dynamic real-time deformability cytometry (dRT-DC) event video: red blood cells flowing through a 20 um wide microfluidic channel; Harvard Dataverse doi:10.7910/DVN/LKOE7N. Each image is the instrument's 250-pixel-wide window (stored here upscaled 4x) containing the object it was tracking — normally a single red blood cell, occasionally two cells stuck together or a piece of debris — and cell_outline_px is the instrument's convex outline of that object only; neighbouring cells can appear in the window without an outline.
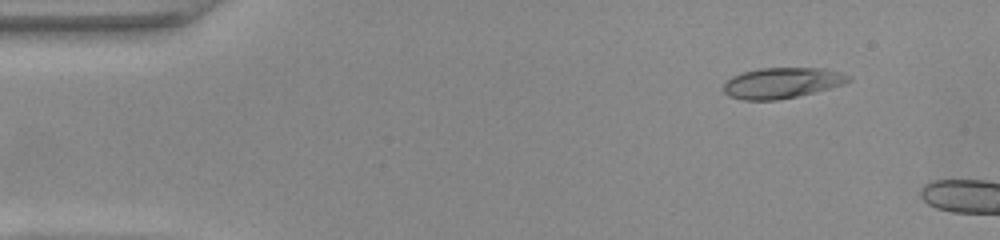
{"species": "common noctule bat (a hibernating species)", "species_latin": "Nyctalus noctula", "temperature_condition": "warm", "stored_images_in_passage": 42, "camera_frame_rate_fps": 3000, "um_per_image_px": 0.085, "animal": {"sex": "female", "body_mass_g": 22.0, "forearm_length_mm": 56.7}, "frame": {"image": 1, "passage_image": 2, "time_ms": 0.333, "image_size_px": [1000, 240], "cell_outline_px": [[852, 80], [844, 84], [832, 88], [796, 96], [776, 100], [740, 100], [728, 96], [724, 92], [724, 84], [732, 76], [744, 72], [760, 68], [824, 68], [840, 72], [852, 76]], "centroid_in_image_um": [66.5, 7.05], "position_along_channel_um": 18.5, "area_um2": 22.43}}
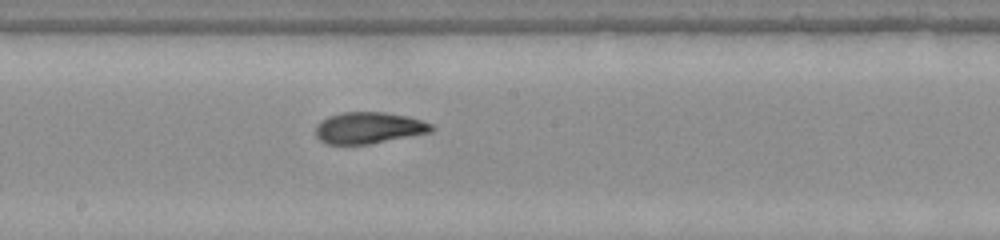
{"frame": {"image": 2, "passage_image": 24, "time_ms": 7.667, "image_size_px": [1000, 240], "cell_outline_px": [[436, 128], [432, 132], [368, 144], [324, 144], [316, 136], [316, 124], [320, 120], [328, 116], [340, 112], [384, 112], [408, 116], [432, 124]], "centroid_in_image_um": [31.33, 10.86], "position_along_channel_um": 216.9, "area_um2": 21.39}}
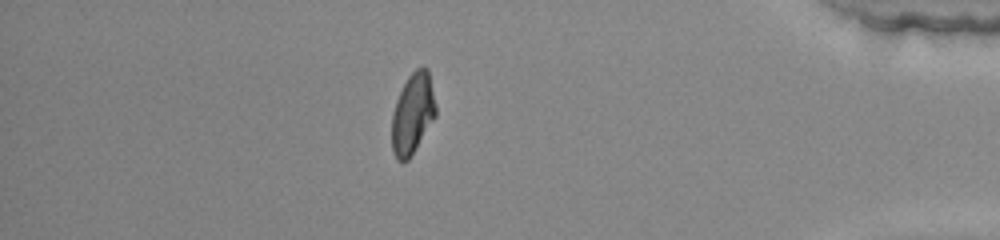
{"frame": {"image": 3, "passage_image": 41, "time_ms": 13.333, "image_size_px": [1000, 240], "cell_outline_px": [[436, 116], [408, 160], [396, 160], [392, 148], [392, 116], [396, 100], [408, 76], [416, 68], [428, 68], [436, 104]], "centroid_in_image_um": [35.08, 9.64], "position_along_channel_um": 400.1, "area_um2": 20.46}}